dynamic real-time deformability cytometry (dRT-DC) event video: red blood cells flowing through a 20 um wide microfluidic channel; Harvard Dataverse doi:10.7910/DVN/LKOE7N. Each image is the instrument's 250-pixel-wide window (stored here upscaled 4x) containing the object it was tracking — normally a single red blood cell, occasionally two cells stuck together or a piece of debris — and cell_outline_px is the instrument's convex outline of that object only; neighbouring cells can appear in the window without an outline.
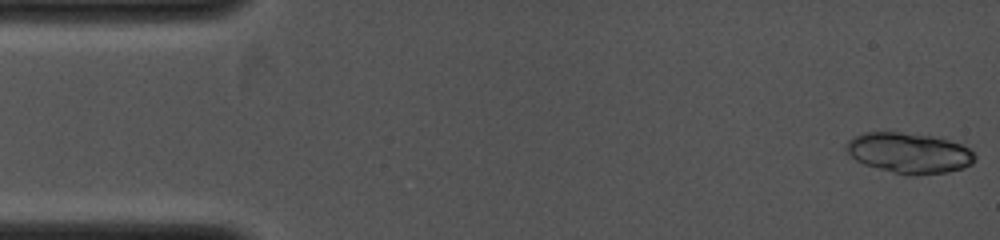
{"species": "common noctule bat (a hibernating species)", "species_latin": "Nyctalus noctula", "temperature_condition": "cold", "stored_images_in_passage": 4, "camera_frame_rate_fps": 4000, "um_per_image_px": 0.085, "animal": {"sex": "female", "body_mass_g": 19.0, "forearm_length_mm": 53.3}, "frame": {"image": 1, "passage_image": 1, "time_ms": 0.0, "image_size_px": [1000, 240], "cell_outline_px": [[976, 160], [972, 164], [964, 168], [948, 172], [916, 176], [892, 172], [864, 164], [856, 160], [844, 148], [848, 140], [864, 132], [900, 132], [932, 136], [948, 140], [960, 144], [968, 148], [976, 156]], "centroid_in_image_um": [77.29, 13.01], "position_along_channel_um": 7.7, "area_um2": 30.35}}